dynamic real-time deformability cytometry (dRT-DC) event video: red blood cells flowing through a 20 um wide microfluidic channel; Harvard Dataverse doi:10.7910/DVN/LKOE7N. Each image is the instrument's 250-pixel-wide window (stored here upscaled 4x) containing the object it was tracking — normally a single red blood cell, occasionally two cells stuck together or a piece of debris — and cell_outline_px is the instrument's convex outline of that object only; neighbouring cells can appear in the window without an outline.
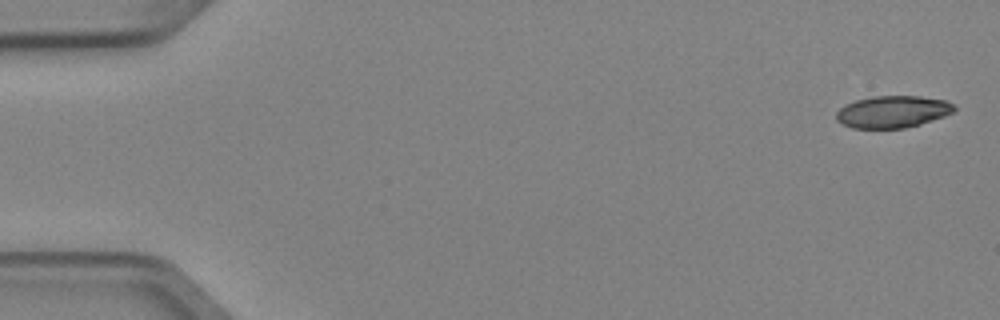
{"species": "Egyptian fruit bat (a non-hibernating species)", "species_latin": "Rousettus aegyptiacus", "temperature_condition": "cold", "stored_images_in_passage": 4, "camera_frame_rate_fps": 3000, "um_per_image_px": 0.085, "animal": {"sex": "female"}, "frame": {"image": 1, "passage_image": 1, "time_ms": 0.0, "image_size_px": [1000, 320], "cell_outline_px": [[956, 108], [952, 112], [944, 116], [920, 124], [904, 128], [852, 128], [836, 120], [836, 112], [844, 104], [856, 100], [872, 96], [920, 96], [948, 100], [956, 104]], "centroid_in_image_um": [75.89, 9.48], "position_along_channel_um": 9.1, "area_um2": 22.14}}
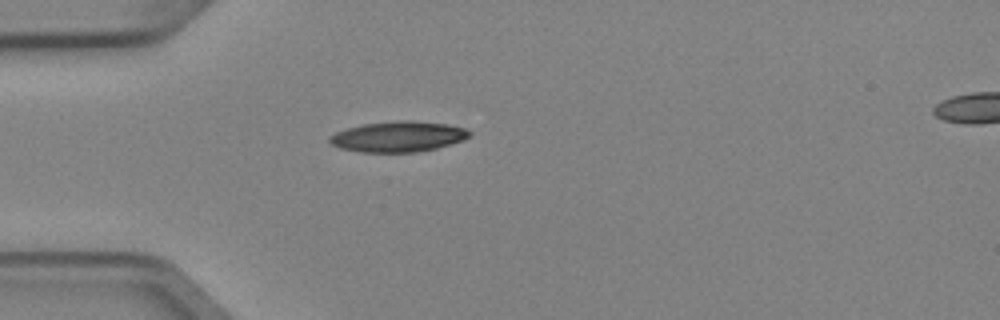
{"frame": {"image": 2, "passage_image": 4, "time_ms": 1.0, "image_size_px": [1000, 320], "cell_outline_px": [[472, 132], [464, 140], [436, 148], [416, 152], [360, 152], [340, 148], [332, 144], [328, 140], [328, 136], [336, 132], [348, 128], [364, 124], [400, 120], [412, 120], [448, 124], [464, 128]], "centroid_in_image_um": [33.84, 11.61], "position_along_channel_um": 51.2, "area_um2": 24.85}}